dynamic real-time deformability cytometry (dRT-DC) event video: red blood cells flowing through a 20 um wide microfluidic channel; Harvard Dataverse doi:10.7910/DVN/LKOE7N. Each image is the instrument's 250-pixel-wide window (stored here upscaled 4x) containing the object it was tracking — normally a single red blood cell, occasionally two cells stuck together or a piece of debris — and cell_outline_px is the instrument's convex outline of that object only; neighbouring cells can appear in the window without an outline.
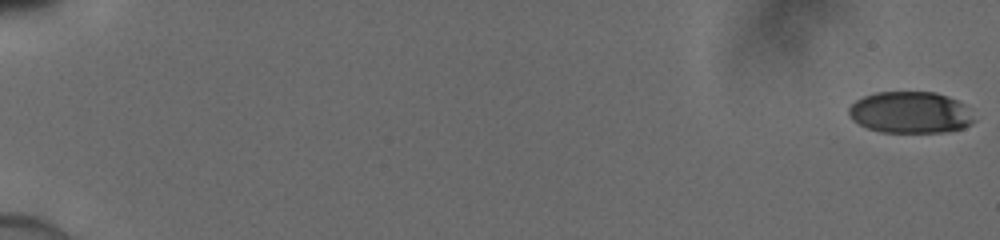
{"species": "human", "species_latin": "Homo sapiens", "temperature_condition": "cold", "stored_images_in_passage": 52, "camera_frame_rate_fps": 3000, "um_per_image_px": 0.085, "donor": {"sex": "male"}, "frame": {"image": 1, "passage_image": 1, "time_ms": 0.0, "image_size_px": [1000, 240], "cell_outline_px": [[976, 120], [972, 124], [964, 128], [944, 132], [880, 132], [868, 128], [852, 120], [848, 116], [848, 108], [856, 100], [864, 96], [876, 92], [936, 92], [948, 96], [964, 104]], "centroid_in_image_um": [77.38, 9.56], "position_along_channel_um": 7.6, "area_um2": 30.52}}
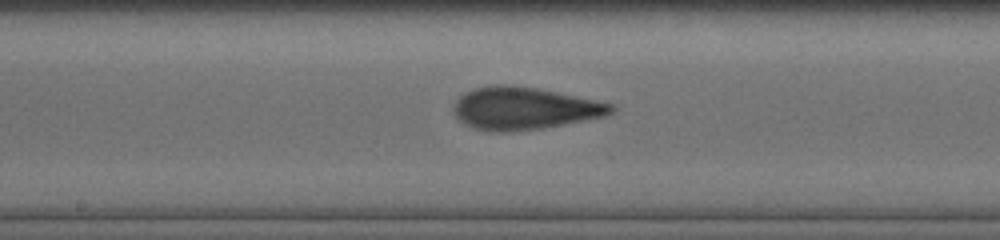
{"frame": {"image": 2, "passage_image": 30, "time_ms": 9.667, "image_size_px": [1000, 240], "cell_outline_px": [[616, 108], [612, 112], [604, 116], [544, 128], [500, 132], [472, 128], [464, 124], [452, 112], [452, 104], [464, 92], [472, 88], [492, 84], [508, 84], [536, 88], [556, 92], [612, 104]], "centroid_in_image_um": [44.47, 9.2], "position_along_channel_um": 203.7, "area_um2": 38.84}}
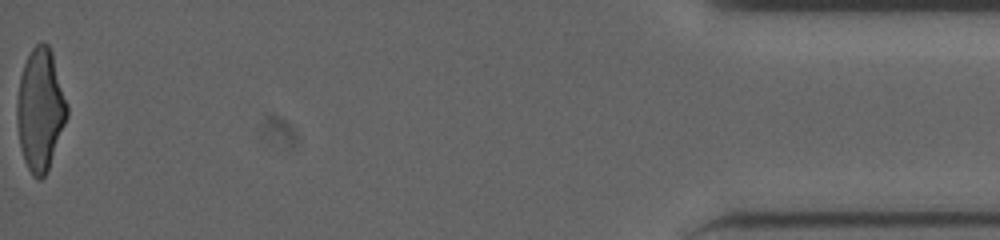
{"frame": {"image": 3, "passage_image": 52, "time_ms": 17.0, "image_size_px": [1000, 240], "cell_outline_px": [[68, 116], [48, 172], [40, 180], [36, 180], [32, 176], [24, 160], [20, 148], [16, 120], [16, 104], [20, 76], [24, 64], [32, 48], [40, 40], [44, 40], [48, 44], [52, 52], [68, 104]], "centroid_in_image_um": [3.43, 9.34], "position_along_channel_um": 431.8, "area_um2": 36.18}}